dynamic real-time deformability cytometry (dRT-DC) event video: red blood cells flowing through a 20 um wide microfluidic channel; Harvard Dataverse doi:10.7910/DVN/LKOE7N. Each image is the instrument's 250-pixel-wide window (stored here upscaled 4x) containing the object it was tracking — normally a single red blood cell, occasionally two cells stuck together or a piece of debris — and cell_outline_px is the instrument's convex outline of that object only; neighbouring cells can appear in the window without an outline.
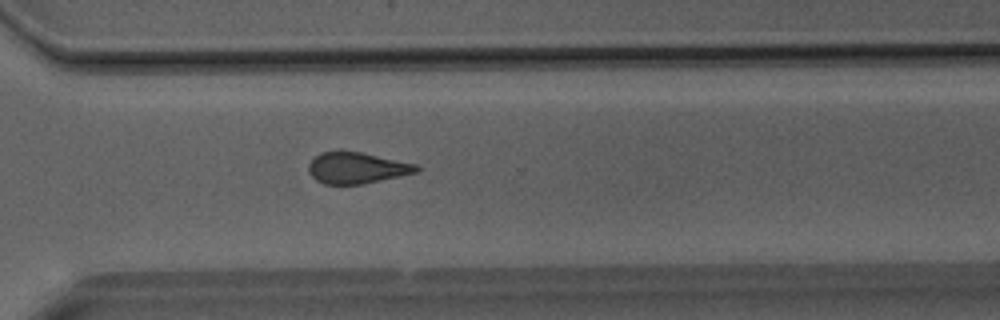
{"species": "Egyptian fruit bat (a non-hibernating species)", "species_latin": "Rousettus aegyptiacus", "temperature_condition": "room temperature", "stored_images_in_passage": 40, "camera_frame_rate_fps": 3000, "um_per_image_px": 0.085, "animal": {"sex": "male"}, "frame": {"image": 1, "passage_image": 29, "time_ms": 9.333, "image_size_px": [1000, 320], "cell_outline_px": [[420, 168], [416, 172], [400, 176], [364, 184], [324, 184], [316, 180], [308, 172], [308, 164], [320, 152], [360, 152], [420, 164]], "centroid_in_image_um": [30.35, 14.28], "position_along_channel_um": 340.2, "area_um2": 19.59}}
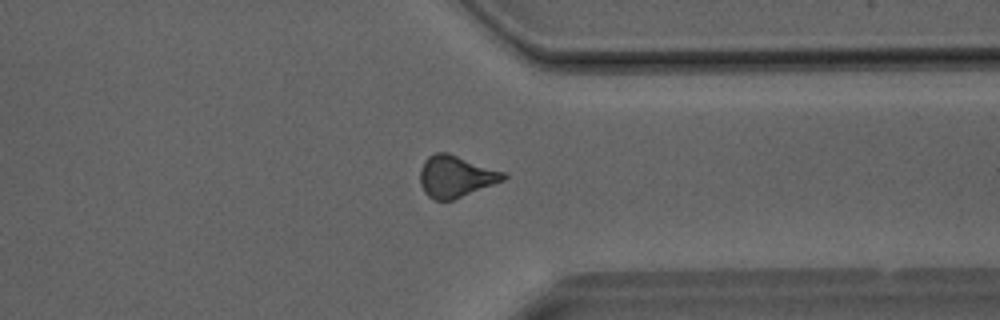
{"frame": {"image": 2, "passage_image": 31, "time_ms": 10.0, "image_size_px": [1000, 320], "cell_outline_px": [[508, 176], [504, 180], [452, 200], [436, 200], [428, 196], [424, 192], [420, 184], [420, 168], [424, 160], [428, 156], [436, 152], [448, 152], [508, 172]], "centroid_in_image_um": [38.75, 14.97], "position_along_channel_um": 372.6, "area_um2": 20.52}}
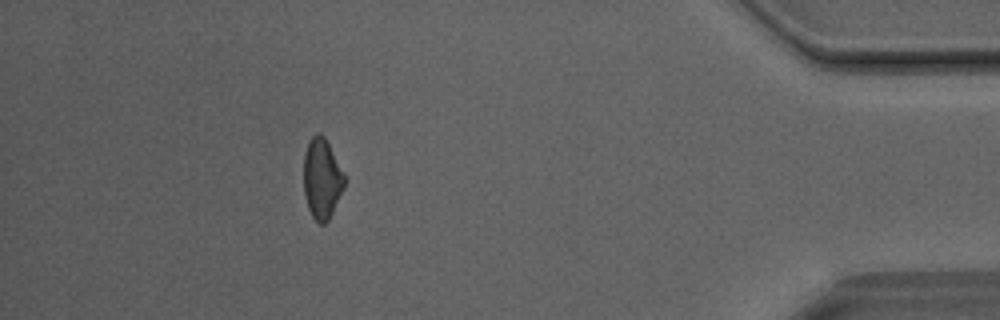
{"frame": {"image": 3, "passage_image": 36, "time_ms": 11.667, "image_size_px": [1000, 320], "cell_outline_px": [[344, 188], [328, 220], [324, 224], [320, 224], [312, 216], [308, 208], [304, 196], [304, 156], [308, 140], [316, 132], [320, 132], [324, 136], [344, 176]], "centroid_in_image_um": [27.33, 15.18], "position_along_channel_um": 407.9, "area_um2": 18.79}}